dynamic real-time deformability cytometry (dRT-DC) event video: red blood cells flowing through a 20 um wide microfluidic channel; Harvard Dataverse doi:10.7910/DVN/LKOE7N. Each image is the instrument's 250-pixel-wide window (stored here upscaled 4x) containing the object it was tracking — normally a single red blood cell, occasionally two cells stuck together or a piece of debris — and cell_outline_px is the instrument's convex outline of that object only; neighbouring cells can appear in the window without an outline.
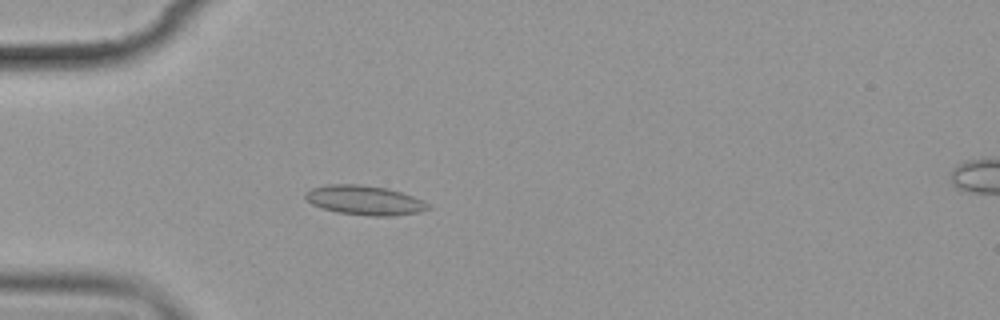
{"species": "common noctule bat (a hibernating species)", "species_latin": "Nyctalus noctula", "temperature_condition": "cold", "stored_images_in_passage": 6, "camera_frame_rate_fps": 3000, "um_per_image_px": 0.085, "animal": {"sex": "female", "body_mass_g": 19.9}, "frame": {"image": 1, "passage_image": 5, "time_ms": 4.667, "image_size_px": [1000, 320], "cell_outline_px": [[432, 208], [420, 212], [392, 216], [372, 216], [336, 212], [312, 204], [304, 196], [304, 192], [312, 188], [328, 184], [360, 184], [388, 188], [412, 196], [428, 204]], "centroid_in_image_um": [30.98, 17.02], "position_along_channel_um": 54.0, "area_um2": 20.98}}